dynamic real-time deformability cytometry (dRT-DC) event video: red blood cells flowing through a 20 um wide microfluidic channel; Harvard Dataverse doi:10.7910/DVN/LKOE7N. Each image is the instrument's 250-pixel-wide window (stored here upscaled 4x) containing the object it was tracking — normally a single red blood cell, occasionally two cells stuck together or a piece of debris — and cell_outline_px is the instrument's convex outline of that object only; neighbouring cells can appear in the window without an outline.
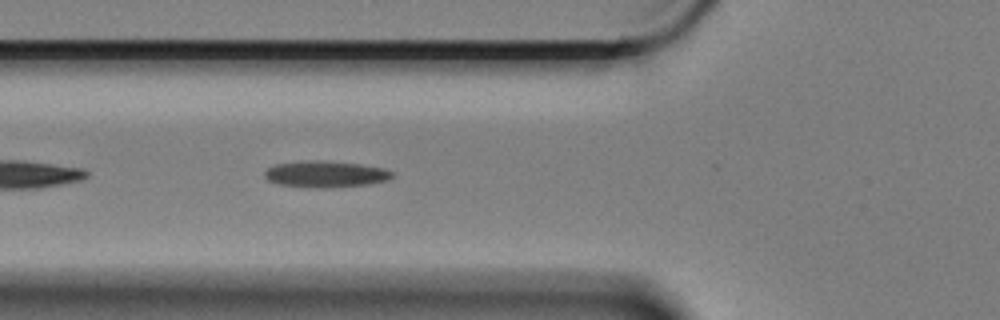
{"species": "Egyptian fruit bat (a non-hibernating species)", "species_latin": "Rousettus aegyptiacus", "temperature_condition": "cold", "stored_images_in_passage": 16, "camera_frame_rate_fps": 3000, "um_per_image_px": 0.085, "animal": {"sex": "female"}, "frame": {"image": 1, "passage_image": 5, "time_ms": 1.333, "image_size_px": [1000, 320], "cell_outline_px": [[392, 176], [388, 180], [368, 184], [320, 188], [280, 184], [268, 180], [264, 176], [264, 172], [272, 164], [308, 160], [324, 160], [360, 164], [384, 168], [392, 172]], "centroid_in_image_um": [27.65, 14.78], "position_along_channel_um": 98.2, "area_um2": 19.54}}